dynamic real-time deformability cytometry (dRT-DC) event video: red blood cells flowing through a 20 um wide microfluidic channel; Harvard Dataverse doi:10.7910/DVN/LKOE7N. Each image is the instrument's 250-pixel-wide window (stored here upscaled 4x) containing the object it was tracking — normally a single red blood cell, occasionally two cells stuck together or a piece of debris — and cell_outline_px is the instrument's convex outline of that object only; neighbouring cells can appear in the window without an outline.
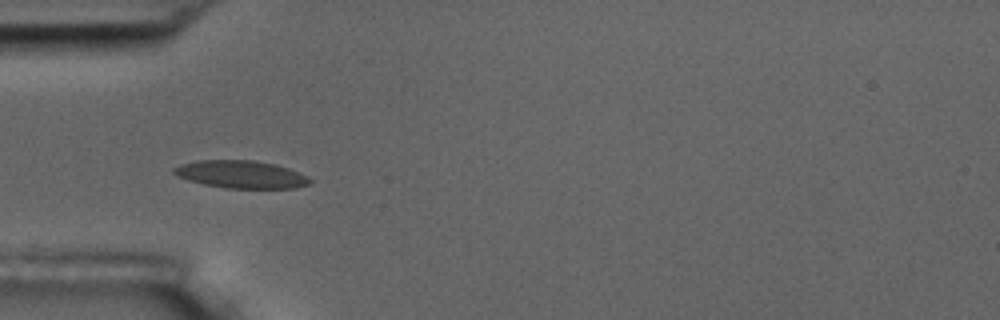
{"species": "common noctule bat (a hibernating species)", "species_latin": "Nyctalus noctula", "temperature_condition": "room temperature", "stored_images_in_passage": 40, "camera_frame_rate_fps": 3000, "um_per_image_px": 0.085, "animal": {"sex": "male", "body_mass_g": 17.5, "forearm_length_mm": 52.3}, "frame": {"image": 1, "passage_image": 1, "time_ms": 0.0, "image_size_px": [1000, 320], "cell_outline_px": [[312, 180], [308, 184], [292, 188], [224, 188], [204, 184], [188, 180], [176, 176], [172, 172], [172, 168], [180, 164], [196, 160], [252, 160], [276, 164], [288, 168], [308, 176]], "centroid_in_image_um": [20.44, 14.81], "position_along_channel_um": 64.6, "area_um2": 21.96}}
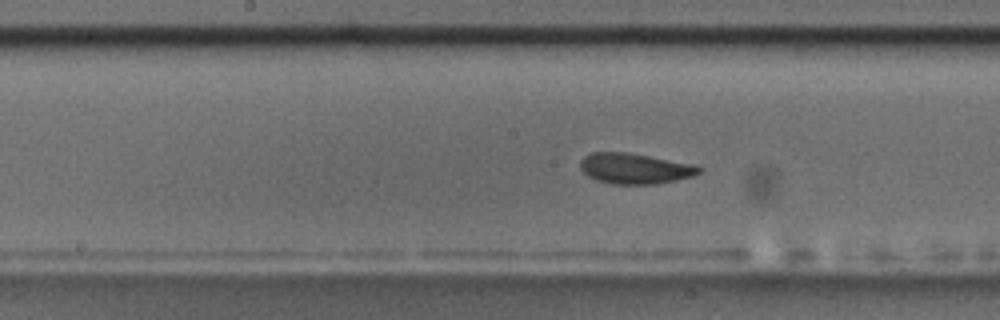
{"frame": {"image": 2, "passage_image": 12, "time_ms": 3.667, "image_size_px": [1000, 320], "cell_outline_px": [[704, 168], [700, 172], [692, 176], [676, 180], [656, 184], [612, 184], [596, 180], [588, 176], [580, 168], [580, 160], [584, 156], [592, 152], [628, 152], [696, 164]], "centroid_in_image_um": [53.98, 14.31], "position_along_channel_um": 194.2, "area_um2": 21.39}}
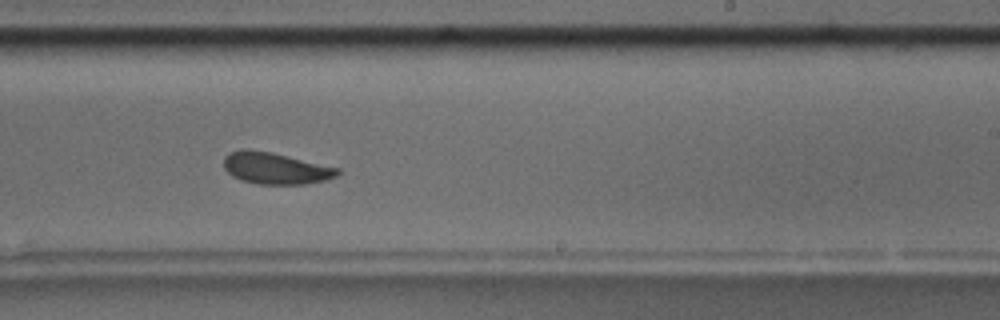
{"frame": {"image": 3, "passage_image": 18, "time_ms": 5.667, "image_size_px": [1000, 320], "cell_outline_px": [[340, 172], [336, 176], [324, 180], [304, 184], [260, 184], [240, 180], [232, 176], [224, 168], [224, 156], [228, 152], [240, 148], [248, 148], [272, 152], [340, 168]], "centroid_in_image_um": [23.37, 14.28], "position_along_channel_um": 265.6, "area_um2": 21.15}, "authors_computed_cell_mechanics": {"area_um2": 21.1837, "velocity_mm_per_s": 3.5814, "shape_relaxation_time_tau1_ms": 2.4475, "shape_relaxation_time_tau2_ms": 1.7565, "deformation_change_tau1": 0.0833, "deformation_change_tau2": 0.0737}}